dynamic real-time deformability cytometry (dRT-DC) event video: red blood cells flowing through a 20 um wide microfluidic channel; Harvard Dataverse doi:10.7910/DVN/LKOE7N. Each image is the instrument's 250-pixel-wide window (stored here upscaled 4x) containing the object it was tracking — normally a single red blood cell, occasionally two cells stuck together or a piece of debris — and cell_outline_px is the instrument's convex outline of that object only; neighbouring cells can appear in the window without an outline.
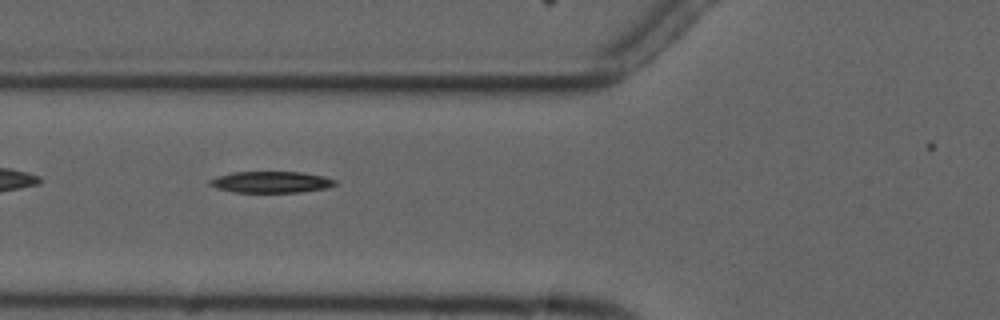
{"species": "common noctule bat (a hibernating species)", "species_latin": "Nyctalus noctula", "temperature_condition": "cold", "stored_images_in_passage": 8, "camera_frame_rate_fps": 3000, "um_per_image_px": 0.085, "animal": {"sex": "male", "forearm_length_mm": 52.5}, "frame": {"image": 1, "passage_image": 4, "time_ms": 3.333, "image_size_px": [1000, 320], "cell_outline_px": [[336, 184], [328, 188], [300, 192], [232, 192], [216, 188], [208, 184], [208, 180], [232, 172], [304, 172], [324, 176], [336, 180]], "centroid_in_image_um": [23.06, 15.47], "position_along_channel_um": 102.7, "area_um2": 15.66}}
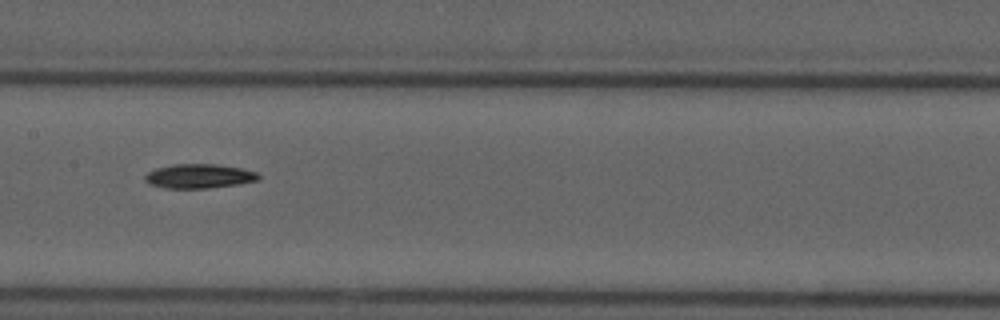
{"frame": {"image": 2, "passage_image": 6, "time_ms": 5.667, "image_size_px": [1000, 320], "cell_outline_px": [[260, 180], [236, 184], [208, 188], [164, 188], [148, 184], [144, 180], [144, 176], [148, 172], [156, 168], [172, 164], [216, 164], [244, 168], [256, 172], [260, 176]], "centroid_in_image_um": [16.91, 14.96], "position_along_channel_um": 190.5, "area_um2": 16.18}}
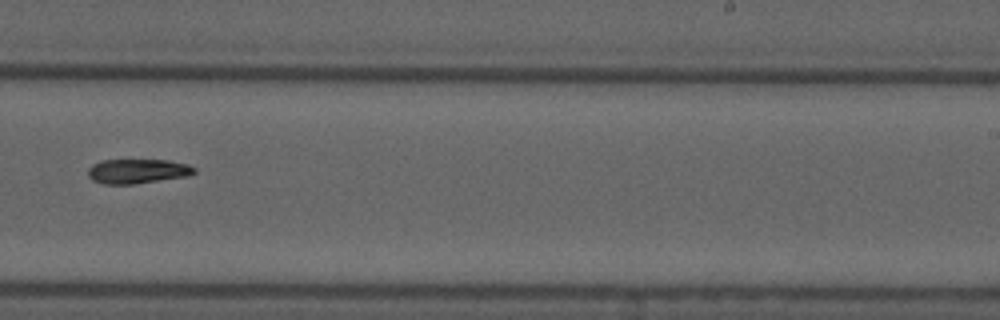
{"frame": {"image": 3, "passage_image": 8, "time_ms": 8.0, "image_size_px": [1000, 320], "cell_outline_px": [[196, 172], [188, 176], [136, 184], [104, 184], [92, 180], [88, 176], [88, 168], [92, 164], [100, 160], [168, 160], [188, 164], [196, 168]], "centroid_in_image_um": [11.69, 14.55], "position_along_channel_um": 277.3, "area_um2": 15.37}}